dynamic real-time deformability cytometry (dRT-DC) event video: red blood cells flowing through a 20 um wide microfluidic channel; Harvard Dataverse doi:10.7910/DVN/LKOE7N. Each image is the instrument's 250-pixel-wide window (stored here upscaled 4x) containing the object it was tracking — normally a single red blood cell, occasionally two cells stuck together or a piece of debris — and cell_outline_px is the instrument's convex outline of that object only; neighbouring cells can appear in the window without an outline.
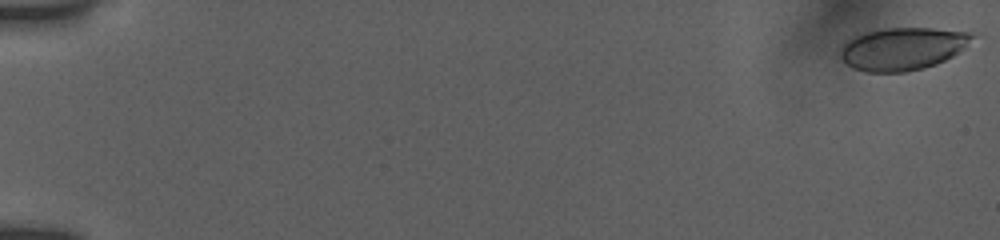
{"species": "human", "species_latin": "Homo sapiens", "temperature_condition": "room temperature", "stored_images_in_passage": 16, "camera_frame_rate_fps": 3000, "um_per_image_px": 0.085, "donor": {"sex": "female"}, "frame": {"image": 1, "passage_image": 1, "time_ms": 0.0, "image_size_px": [1000, 240], "cell_outline_px": [[980, 32], [976, 36], [952, 56], [936, 64], [924, 68], [904, 72], [868, 72], [852, 68], [840, 56], [840, 44], [852, 36], [864, 32], [884, 28], [932, 28]], "centroid_in_image_um": [76.71, 4.12], "position_along_channel_um": 8.3, "area_um2": 33.06}}
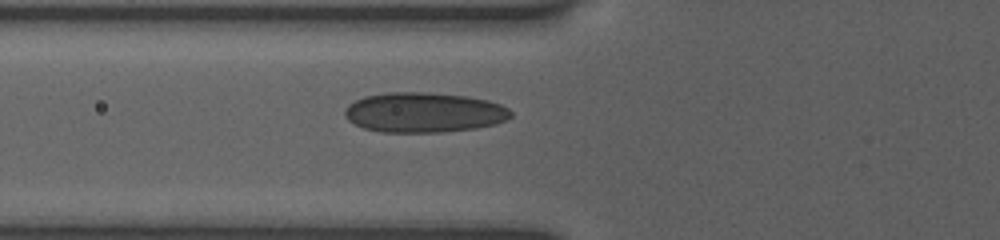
{"frame": {"image": 2, "passage_image": 12, "time_ms": 7.0, "image_size_px": [1000, 240], "cell_outline_px": [[512, 116], [508, 120], [496, 124], [476, 128], [440, 132], [380, 132], [364, 128], [348, 120], [344, 116], [344, 112], [348, 104], [364, 96], [388, 92], [428, 92], [468, 96], [488, 100], [500, 104], [508, 108], [512, 112]], "centroid_in_image_um": [36.05, 9.55], "position_along_channel_um": 89.7, "area_um2": 38.96}}
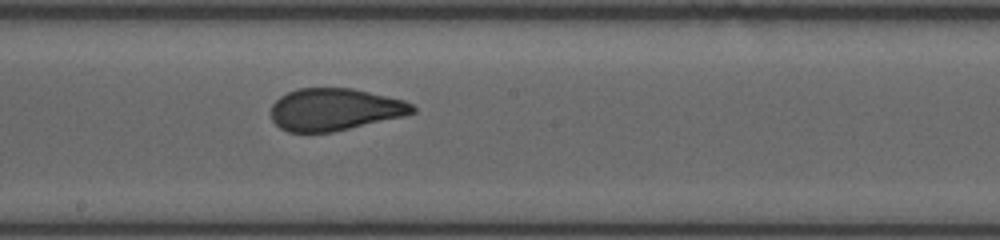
{"frame": {"image": 3, "passage_image": 16, "time_ms": 10.333, "image_size_px": [1000, 240], "cell_outline_px": [[416, 112], [404, 116], [332, 132], [288, 132], [280, 128], [272, 120], [272, 104], [280, 96], [296, 88], [352, 88], [404, 100], [412, 104], [416, 108]], "centroid_in_image_um": [28.45, 9.3], "position_along_channel_um": 219.8, "area_um2": 34.74}}